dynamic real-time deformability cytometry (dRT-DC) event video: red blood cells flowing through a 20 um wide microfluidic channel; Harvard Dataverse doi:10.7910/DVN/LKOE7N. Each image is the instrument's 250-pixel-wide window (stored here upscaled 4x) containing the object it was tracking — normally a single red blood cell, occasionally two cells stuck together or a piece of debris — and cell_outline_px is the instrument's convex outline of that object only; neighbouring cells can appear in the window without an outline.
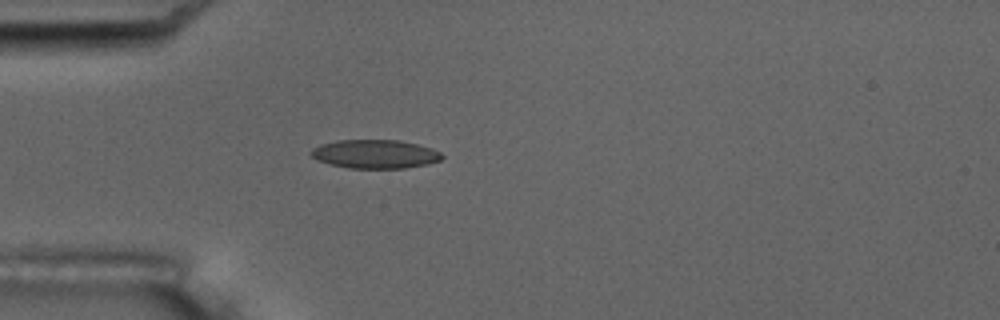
{"species": "common noctule bat (a hibernating species)", "species_latin": "Nyctalus noctula", "temperature_condition": "room temperature", "stored_images_in_passage": 5, "camera_frame_rate_fps": 3000, "um_per_image_px": 0.085, "animal": {"sex": "male", "body_mass_g": 17.5, "forearm_length_mm": 52.3}, "frame": {"image": 1, "passage_image": 5, "time_ms": 5.333, "image_size_px": [1000, 320], "cell_outline_px": [[444, 156], [440, 160], [428, 164], [404, 168], [348, 168], [316, 160], [308, 152], [312, 148], [320, 144], [336, 140], [400, 140], [432, 148], [440, 152]], "centroid_in_image_um": [31.86, 13.09], "position_along_channel_um": 53.1, "area_um2": 21.96}}